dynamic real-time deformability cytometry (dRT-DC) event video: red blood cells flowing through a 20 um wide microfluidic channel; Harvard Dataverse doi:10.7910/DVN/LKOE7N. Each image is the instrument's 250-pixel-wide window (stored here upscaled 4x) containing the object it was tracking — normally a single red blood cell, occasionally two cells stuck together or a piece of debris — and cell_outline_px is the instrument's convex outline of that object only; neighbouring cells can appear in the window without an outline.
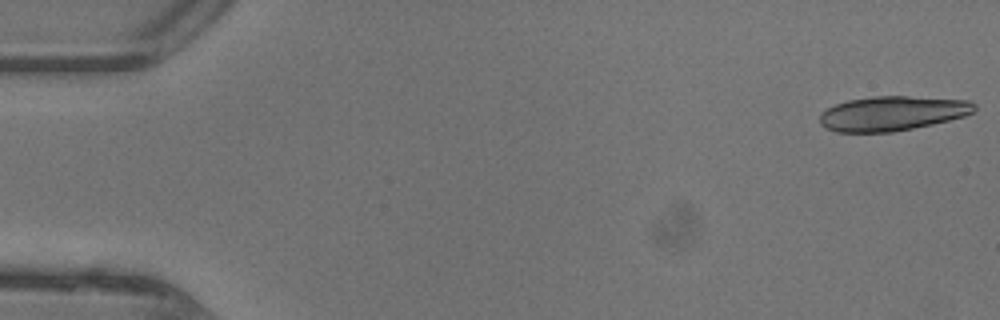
{"species": "common noctule bat (a hibernating species)", "species_latin": "Nyctalus noctula", "temperature_condition": "warm", "stored_images_in_passage": 16, "camera_frame_rate_fps": 3000, "um_per_image_px": 0.085, "animal": {"sex": "female"}, "frame": {"image": 1, "passage_image": 1, "time_ms": 0.0, "image_size_px": [1000, 320], "cell_outline_px": [[976, 108], [972, 112], [964, 116], [932, 124], [892, 132], [836, 132], [824, 128], [820, 124], [820, 112], [836, 104], [848, 100], [872, 96], [908, 96], [968, 100], [976, 104]], "centroid_in_image_um": [75.81, 9.64], "position_along_channel_um": 9.2, "area_um2": 31.15}}